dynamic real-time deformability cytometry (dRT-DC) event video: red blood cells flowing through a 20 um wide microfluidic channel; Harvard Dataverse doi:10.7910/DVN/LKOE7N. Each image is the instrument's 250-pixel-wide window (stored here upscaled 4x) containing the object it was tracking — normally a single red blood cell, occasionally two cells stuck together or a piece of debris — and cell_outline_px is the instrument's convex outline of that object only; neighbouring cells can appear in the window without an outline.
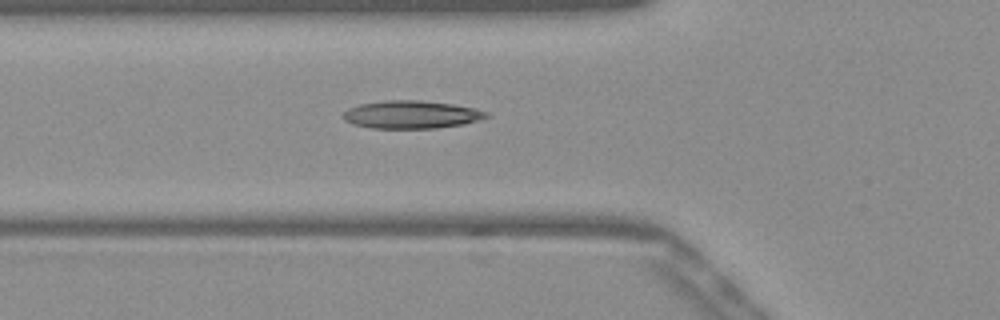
{"species": "Egyptian fruit bat (a non-hibernating species)", "species_latin": "Rousettus aegyptiacus", "temperature_condition": "warm", "stored_images_in_passage": 39, "camera_frame_rate_fps": 3000, "um_per_image_px": 0.085, "frame": {"image": 1, "passage_image": 11, "time_ms": 3.333, "image_size_px": [1000, 320], "cell_outline_px": [[488, 116], [464, 124], [436, 128], [372, 128], [352, 124], [344, 120], [340, 116], [348, 108], [360, 104], [384, 100], [420, 100], [452, 104], [476, 108], [488, 112]], "centroid_in_image_um": [34.92, 9.73], "position_along_channel_um": 90.9, "area_um2": 23.29}}
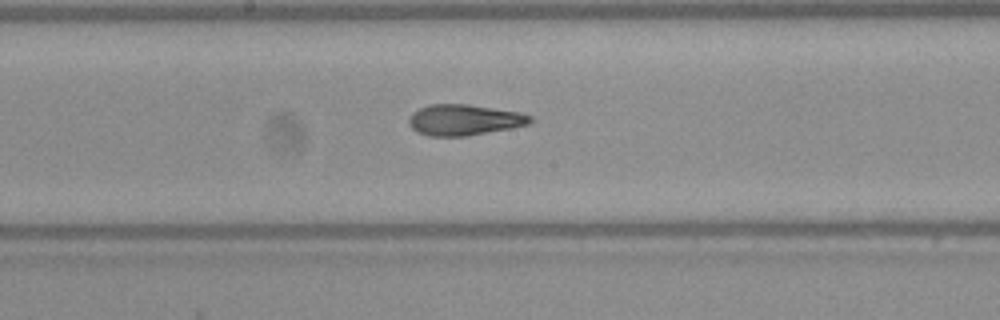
{"frame": {"image": 2, "passage_image": 20, "time_ms": 6.333, "image_size_px": [1000, 320], "cell_outline_px": [[536, 120], [528, 124], [512, 128], [468, 136], [428, 136], [412, 128], [408, 124], [408, 120], [412, 112], [420, 108], [432, 104], [468, 104], [520, 112], [532, 116]], "centroid_in_image_um": [39.49, 10.19], "position_along_channel_um": 208.7, "area_um2": 21.96}}
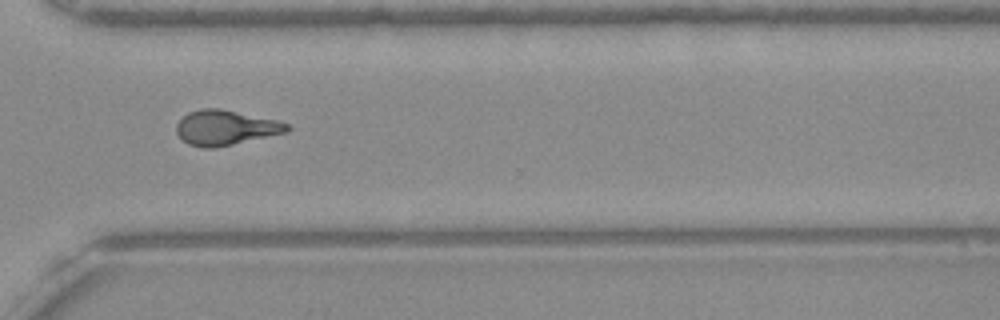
{"frame": {"image": 3, "passage_image": 31, "time_ms": 10.0, "image_size_px": [1000, 320], "cell_outline_px": [[292, 128], [288, 132], [216, 148], [200, 148], [188, 144], [176, 132], [176, 124], [188, 112], [200, 108], [220, 108], [276, 120], [288, 124]], "centroid_in_image_um": [19.17, 10.86], "position_along_channel_um": 351.4, "area_um2": 22.6}}